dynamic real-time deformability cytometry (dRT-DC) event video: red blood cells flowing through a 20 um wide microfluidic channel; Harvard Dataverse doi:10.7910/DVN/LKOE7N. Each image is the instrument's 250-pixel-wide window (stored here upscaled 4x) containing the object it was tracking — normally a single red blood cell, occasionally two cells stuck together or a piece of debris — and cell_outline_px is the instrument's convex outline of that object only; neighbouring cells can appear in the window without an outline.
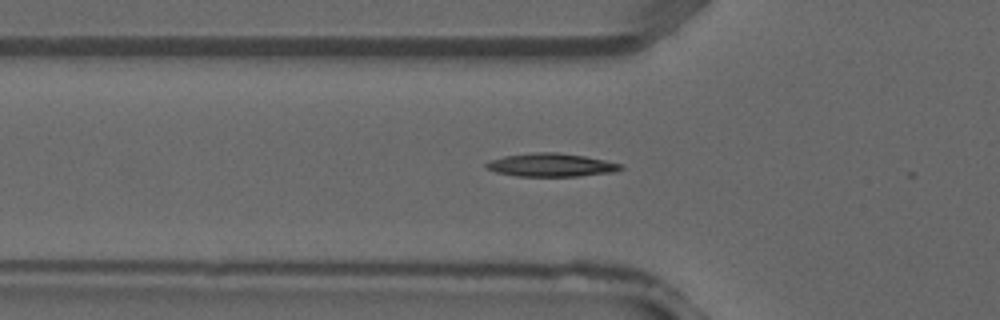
{"species": "common noctule bat (a hibernating species)", "species_latin": "Nyctalus noctula", "temperature_condition": "warm", "stored_images_in_passage": 32, "segment_of_instrument_passage": [1, 2], "camera_frame_rate_fps": 3000, "um_per_image_px": 0.085, "animal": {"sex": "male", "forearm_length_mm": 52.5}, "frame": {"image": 1, "passage_image": 6, "time_ms": 1.667, "image_size_px": [1000, 320], "cell_outline_px": [[624, 168], [616, 172], [580, 176], [516, 176], [496, 172], [484, 168], [484, 164], [492, 160], [504, 156], [532, 152], [556, 152], [584, 156], [624, 164]], "centroid_in_image_um": [46.87, 14.03], "position_along_channel_um": 78.9, "area_um2": 18.38}}
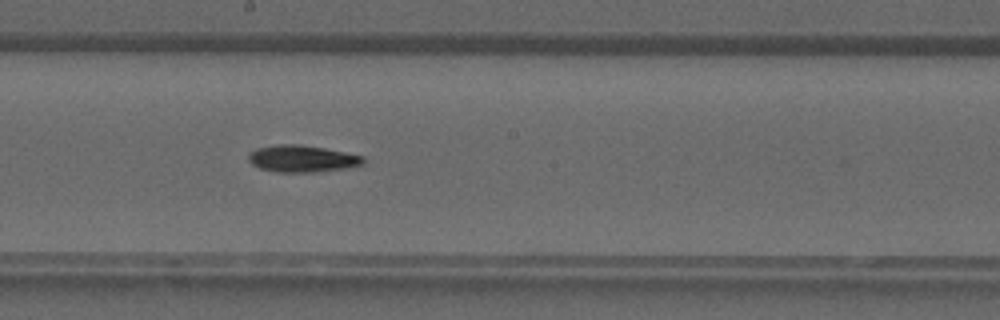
{"frame": {"image": 2, "passage_image": 14, "time_ms": 4.333, "image_size_px": [1000, 320], "cell_outline_px": [[364, 164], [344, 168], [316, 172], [276, 172], [260, 168], [252, 164], [248, 160], [248, 156], [256, 148], [276, 144], [300, 144], [324, 148], [364, 156]], "centroid_in_image_um": [25.67, 13.48], "position_along_channel_um": 222.5, "area_um2": 17.92}}
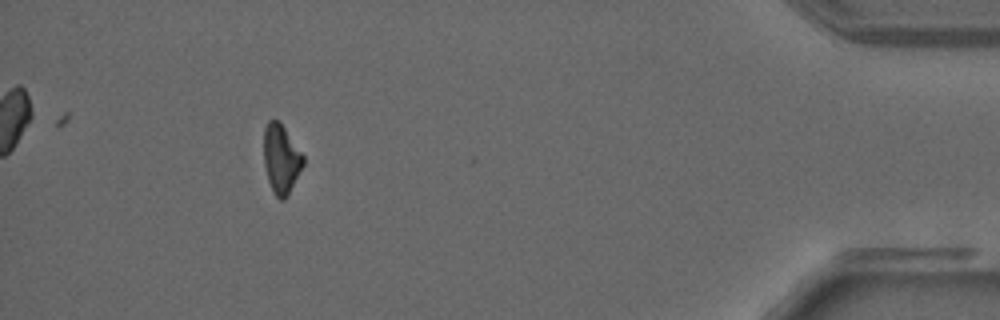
{"frame": {"image": 3, "passage_image": 28, "time_ms": 9.0, "image_size_px": [1000, 320], "cell_outline_px": [[304, 164], [284, 200], [280, 200], [276, 196], [268, 180], [264, 164], [264, 128], [268, 120], [276, 120], [284, 128], [304, 156]], "centroid_in_image_um": [23.88, 13.5], "position_along_channel_um": 411.3, "area_um2": 15.43}}